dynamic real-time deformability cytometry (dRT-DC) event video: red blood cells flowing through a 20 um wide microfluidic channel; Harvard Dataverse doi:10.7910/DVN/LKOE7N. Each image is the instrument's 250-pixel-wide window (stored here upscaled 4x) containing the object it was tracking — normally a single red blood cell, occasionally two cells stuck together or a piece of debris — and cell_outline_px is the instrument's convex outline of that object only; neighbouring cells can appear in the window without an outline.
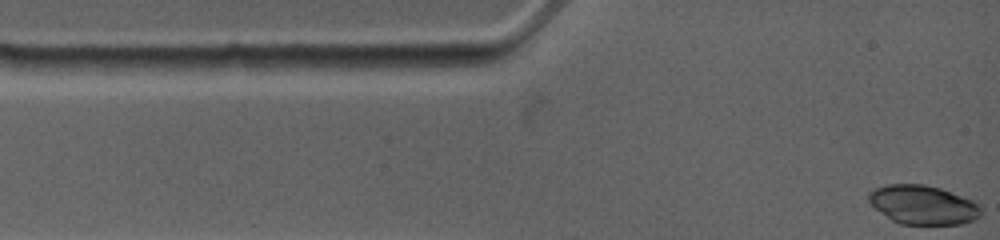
{"species": "common noctule bat (a hibernating species)", "species_latin": "Nyctalus noctula", "temperature_condition": "warm", "stored_images_in_passage": 43, "camera_frame_rate_fps": 4500, "um_per_image_px": 0.085, "animal": {"sex": "female", "body_mass_g": 19.0, "forearm_length_mm": 53.3}, "frame": {"image": 1, "passage_image": 1, "time_ms": 0.0, "image_size_px": [1000, 240], "cell_outline_px": [[980, 216], [972, 220], [960, 224], [900, 224], [892, 220], [880, 212], [868, 200], [868, 192], [884, 184], [924, 184], [940, 188], [972, 200], [980, 204]], "centroid_in_image_um": [78.44, 17.4], "position_along_channel_um": 6.6, "area_um2": 25.43}}
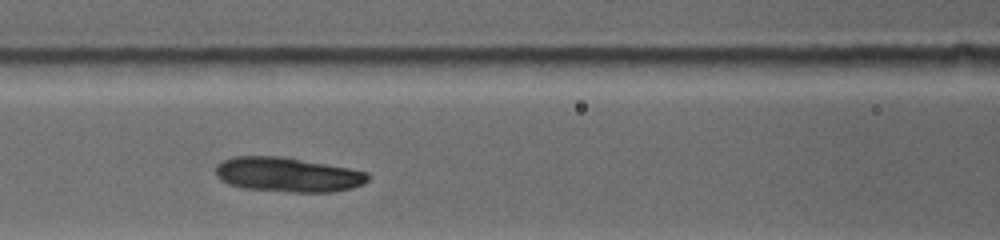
{"frame": {"image": 2, "passage_image": 24, "time_ms": 4.667, "image_size_px": [1000, 240], "cell_outline_px": [[368, 180], [352, 188], [332, 192], [292, 192], [244, 188], [228, 184], [220, 180], [216, 176], [216, 164], [232, 156], [280, 156], [348, 168], [368, 172]], "centroid_in_image_um": [24.41, 14.84], "position_along_channel_um": 142.2, "area_um2": 30.52}}
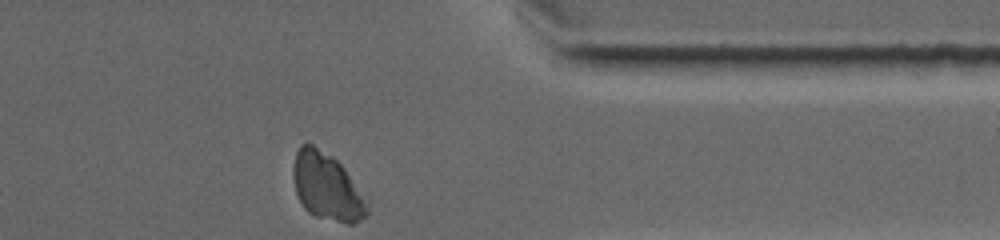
{"frame": {"image": 3, "passage_image": 43, "time_ms": 11.333, "image_size_px": [1000, 240], "cell_outline_px": [[368, 216], [352, 224], [344, 224], [316, 216], [308, 212], [304, 208], [296, 192], [292, 172], [292, 168], [296, 152], [300, 144], [312, 144], [332, 156], [344, 168], [368, 208]], "centroid_in_image_um": [27.73, 15.88], "position_along_channel_um": 383.7, "area_um2": 28.44}}